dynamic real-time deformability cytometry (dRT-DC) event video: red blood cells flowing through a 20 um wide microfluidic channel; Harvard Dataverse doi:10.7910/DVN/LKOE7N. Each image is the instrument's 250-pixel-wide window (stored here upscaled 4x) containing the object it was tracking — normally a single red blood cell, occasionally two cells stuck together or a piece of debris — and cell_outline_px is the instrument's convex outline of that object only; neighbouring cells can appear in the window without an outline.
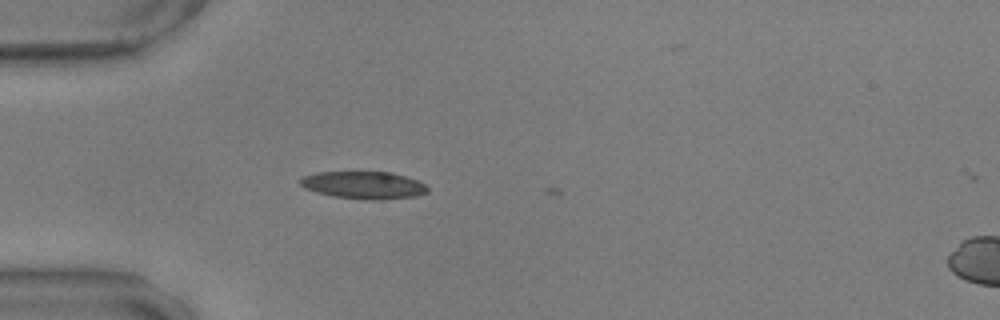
{"species": "common noctule bat (a hibernating species)", "species_latin": "Nyctalus noctula", "temperature_condition": "warm", "stored_images_in_passage": 2, "camera_frame_rate_fps": 3000, "um_per_image_px": 0.085, "animal": {"sex": "male", "body_mass_g": 17.9, "forearm_length_mm": 54.2}, "frame": {"image": 1, "passage_image": 1, "time_ms": 0.0, "image_size_px": [1000, 320], "cell_outline_px": [[428, 192], [416, 196], [372, 200], [368, 200], [332, 196], [316, 192], [304, 188], [300, 184], [300, 176], [316, 172], [392, 172], [416, 180], [424, 184], [428, 188]], "centroid_in_image_um": [30.87, 15.73], "position_along_channel_um": 54.1, "area_um2": 20.35}}